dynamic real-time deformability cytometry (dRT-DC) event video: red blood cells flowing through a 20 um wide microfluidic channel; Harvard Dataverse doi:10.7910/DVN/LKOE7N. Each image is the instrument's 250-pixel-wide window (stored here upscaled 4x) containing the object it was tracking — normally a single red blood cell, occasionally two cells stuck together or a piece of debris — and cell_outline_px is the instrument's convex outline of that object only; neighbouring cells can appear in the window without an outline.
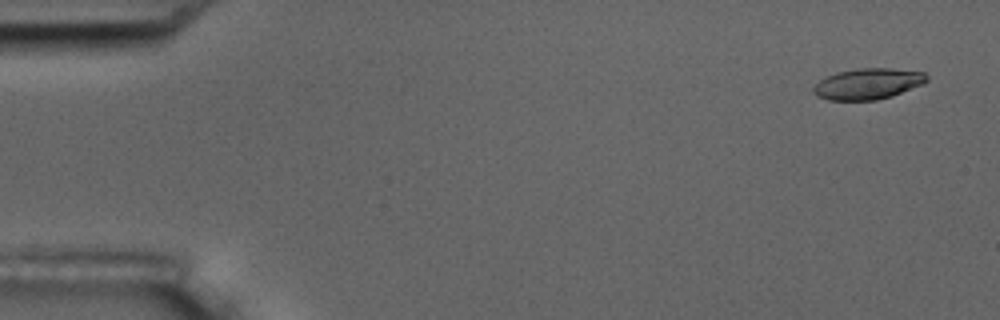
{"species": "common noctule bat (a hibernating species)", "species_latin": "Nyctalus noctula", "temperature_condition": "room temperature", "stored_images_in_passage": 6, "segment_of_instrument_passage": [1, 2], "camera_frame_rate_fps": 3000, "um_per_image_px": 0.085, "animal": {"sex": "male", "body_mass_g": 17.5, "forearm_length_mm": 52.3}, "frame": {"image": 1, "passage_image": 1, "time_ms": 0.0, "image_size_px": [1000, 320], "cell_outline_px": [[928, 80], [924, 84], [892, 96], [876, 100], [828, 100], [816, 96], [812, 92], [812, 88], [820, 80], [836, 72], [856, 68], [892, 68], [924, 72], [928, 76]], "centroid_in_image_um": [73.78, 7.12], "position_along_channel_um": 11.2, "area_um2": 20.63}}